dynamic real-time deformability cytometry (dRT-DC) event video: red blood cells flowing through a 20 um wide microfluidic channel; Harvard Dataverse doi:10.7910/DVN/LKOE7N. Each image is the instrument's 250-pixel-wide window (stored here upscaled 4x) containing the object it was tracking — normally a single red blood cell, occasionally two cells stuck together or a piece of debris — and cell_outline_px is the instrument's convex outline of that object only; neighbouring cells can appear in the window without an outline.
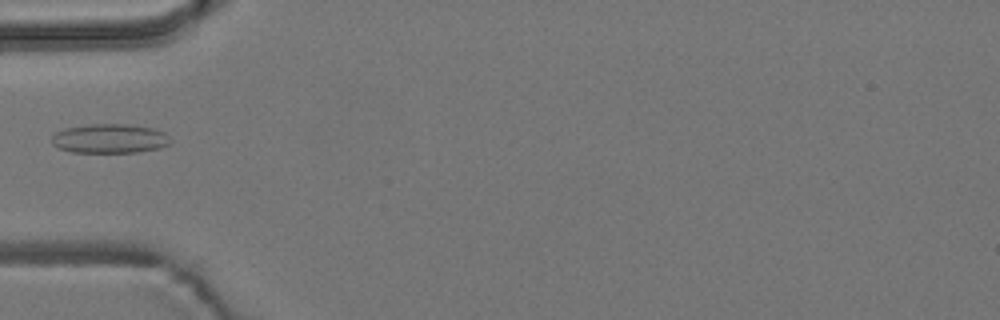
{"species": "common noctule bat (a hibernating species)", "species_latin": "Nyctalus noctula", "temperature_condition": "room temperature", "stored_images_in_passage": 6, "camera_frame_rate_fps": 3000, "um_per_image_px": 0.085, "animal": {"sex": "male", "body_mass_g": 19.2, "forearm_length_mm": 51.8}, "frame": {"image": 1, "passage_image": 6, "time_ms": 5.667, "image_size_px": [1000, 320], "cell_outline_px": [[172, 140], [168, 144], [160, 148], [136, 152], [72, 152], [60, 148], [52, 144], [52, 136], [56, 132], [64, 128], [92, 124], [128, 124], [156, 128], [164, 132]], "centroid_in_image_um": [9.35, 11.77], "position_along_channel_um": 75.6, "area_um2": 20.29}}